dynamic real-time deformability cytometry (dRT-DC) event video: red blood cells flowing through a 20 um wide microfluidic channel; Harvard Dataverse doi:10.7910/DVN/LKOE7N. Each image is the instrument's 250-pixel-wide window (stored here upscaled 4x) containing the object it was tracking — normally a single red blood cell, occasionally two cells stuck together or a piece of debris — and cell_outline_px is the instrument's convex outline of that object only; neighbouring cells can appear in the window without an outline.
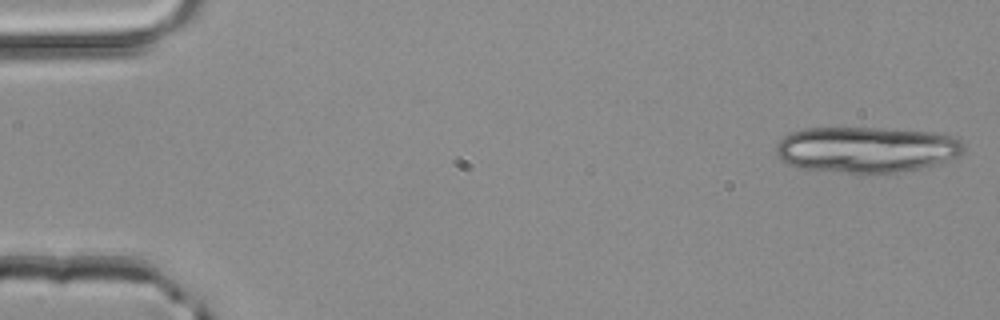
{"species": "common noctule bat (a hibernating species)", "species_latin": "Nyctalus noctula", "temperature_condition": "room temperature", "stored_images_in_passage": 4, "camera_frame_rate_fps": 3000, "um_per_image_px": 0.085, "animal": {"sex": "male", "body_mass_g": 20.4}, "frame": {"image": 1, "passage_image": 1, "time_ms": 0.0, "image_size_px": [1000, 320], "cell_outline_px": [[964, 152], [956, 156], [932, 164], [916, 168], [896, 172], [868, 176], [800, 168], [784, 164], [780, 160], [776, 152], [776, 144], [784, 136], [792, 132], [804, 128], [876, 128], [928, 132], [952, 136], [960, 140], [964, 144]], "centroid_in_image_um": [73.55, 12.74], "position_along_channel_um": 11.5, "area_um2": 50.63}}